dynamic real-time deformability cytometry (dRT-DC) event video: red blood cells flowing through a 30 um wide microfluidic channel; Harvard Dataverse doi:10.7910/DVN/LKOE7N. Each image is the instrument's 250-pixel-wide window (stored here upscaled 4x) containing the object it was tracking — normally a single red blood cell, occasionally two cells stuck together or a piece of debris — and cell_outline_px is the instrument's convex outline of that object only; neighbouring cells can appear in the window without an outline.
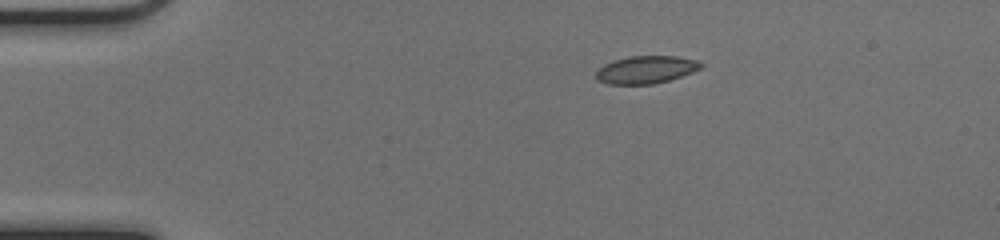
{"species": "common noctule bat (a hibernating species)", "species_latin": "Nyctalus noctula", "temperature_condition": "cold", "stored_images_in_passage": 43, "camera_frame_rate_fps": 3000, "um_per_image_px": 0.085, "animal": {"sex": "female", "body_mass_g": 17.0, "forearm_length_mm": 48.0}, "frame": {"image": 1, "passage_image": 1, "time_ms": 0.0, "image_size_px": [1000, 240], "cell_outline_px": [[704, 64], [700, 68], [692, 72], [668, 80], [652, 84], [608, 84], [596, 80], [596, 72], [604, 64], [612, 60], [628, 56], [676, 56], [696, 60]], "centroid_in_image_um": [54.87, 5.91], "position_along_channel_um": 30.1, "area_um2": 16.82}}
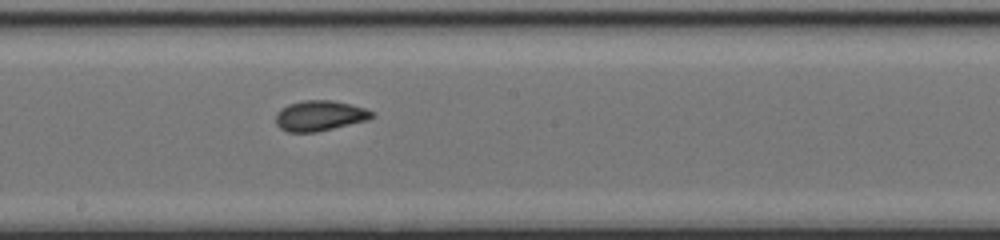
{"frame": {"image": 2, "passage_image": 20, "time_ms": 6.333, "image_size_px": [1000, 240], "cell_outline_px": [[376, 116], [368, 120], [316, 132], [288, 132], [280, 128], [276, 124], [276, 112], [280, 108], [288, 104], [304, 100], [332, 100], [364, 108], [372, 112]], "centroid_in_image_um": [27.15, 9.84], "position_along_channel_um": 221.1, "area_um2": 16.99}}
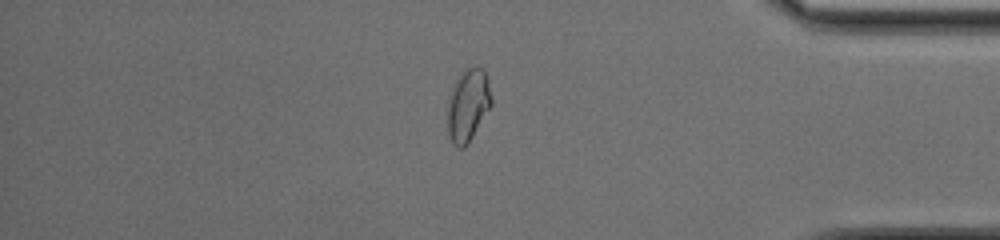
{"frame": {"image": 3, "passage_image": 35, "time_ms": 11.333, "image_size_px": [1000, 240], "cell_outline_px": [[492, 104], [468, 144], [464, 148], [456, 148], [452, 144], [448, 136], [448, 100], [456, 80], [460, 72], [464, 68], [472, 64], [476, 64], [484, 68], [488, 80], [492, 100]], "centroid_in_image_um": [39.78, 8.9], "position_along_channel_um": 395.4, "area_um2": 18.9}, "authors_computed_cell_mechanics": {"area_um2": 17.1666, "velocity_mm_per_s": 4.0189, "shape_relaxation_time_tau1_ms": 6.313, "shape_relaxation_time_tau2_ms": 1.1999, "deformation_change_tau1": 0.1238, "deformation_change_tau2": 0.0416}}